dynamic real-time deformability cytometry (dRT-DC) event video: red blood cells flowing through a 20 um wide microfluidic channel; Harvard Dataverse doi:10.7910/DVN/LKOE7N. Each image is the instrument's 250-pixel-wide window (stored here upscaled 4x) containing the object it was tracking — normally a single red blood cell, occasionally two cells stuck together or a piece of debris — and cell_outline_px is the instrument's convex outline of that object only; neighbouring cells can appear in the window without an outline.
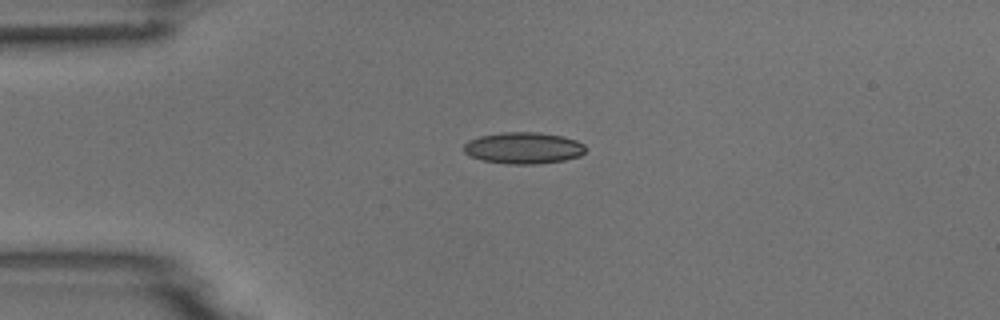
{"species": "common noctule bat (a hibernating species)", "species_latin": "Nyctalus noctula", "temperature_condition": "room temperature", "stored_images_in_passage": 2, "camera_frame_rate_fps": 3000, "um_per_image_px": 0.085, "animal": {"sex": "male", "body_mass_g": 18.8}, "frame": {"image": 1, "passage_image": 1, "time_ms": 0.0, "image_size_px": [1000, 320], "cell_outline_px": [[584, 152], [580, 156], [564, 160], [536, 164], [508, 164], [480, 160], [464, 152], [464, 144], [468, 140], [480, 136], [500, 132], [540, 132], [564, 136], [576, 140], [584, 144]], "centroid_in_image_um": [44.49, 12.57], "position_along_channel_um": 40.5, "area_um2": 22.48}}